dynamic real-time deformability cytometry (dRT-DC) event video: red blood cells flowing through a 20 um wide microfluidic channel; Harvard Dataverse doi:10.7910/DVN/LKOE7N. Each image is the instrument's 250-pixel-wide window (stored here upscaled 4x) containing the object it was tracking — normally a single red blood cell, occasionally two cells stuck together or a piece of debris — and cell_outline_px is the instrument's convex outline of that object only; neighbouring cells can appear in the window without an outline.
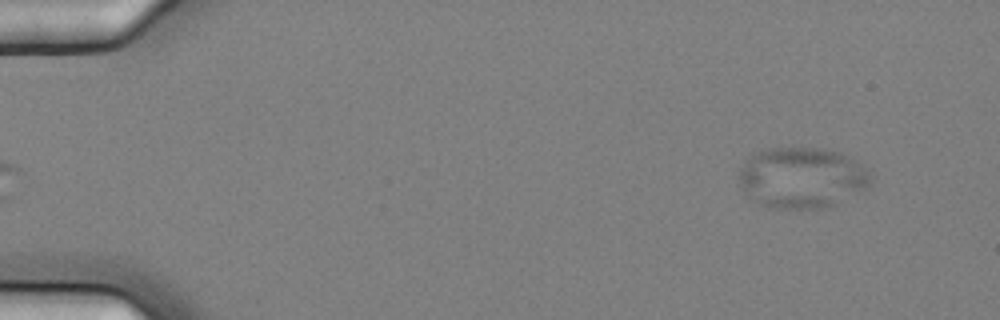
{"species": "common noctule bat (a hibernating species)", "species_latin": "Nyctalus noctula", "temperature_condition": "cold", "stored_images_in_passage": 6, "segment_of_instrument_passage": [2, 2], "camera_frame_rate_fps": 3000, "um_per_image_px": 0.085, "animal": {"sex": "female", "body_mass_g": 25.1}, "frame": {"image": 1, "passage_image": 6, "time_ms": 1.667, "image_size_px": [1000, 320], "cell_outline_px": [[872, 184], [868, 188], [836, 204], [820, 208], [772, 208], [760, 204], [752, 200], [736, 184], [740, 168], [748, 156], [752, 152], [768, 148], [820, 148], [840, 152], [856, 160], [868, 168], [872, 172]], "centroid_in_image_um": [68.15, 15.09], "position_along_channel_um": 16.8, "area_um2": 47.69}}